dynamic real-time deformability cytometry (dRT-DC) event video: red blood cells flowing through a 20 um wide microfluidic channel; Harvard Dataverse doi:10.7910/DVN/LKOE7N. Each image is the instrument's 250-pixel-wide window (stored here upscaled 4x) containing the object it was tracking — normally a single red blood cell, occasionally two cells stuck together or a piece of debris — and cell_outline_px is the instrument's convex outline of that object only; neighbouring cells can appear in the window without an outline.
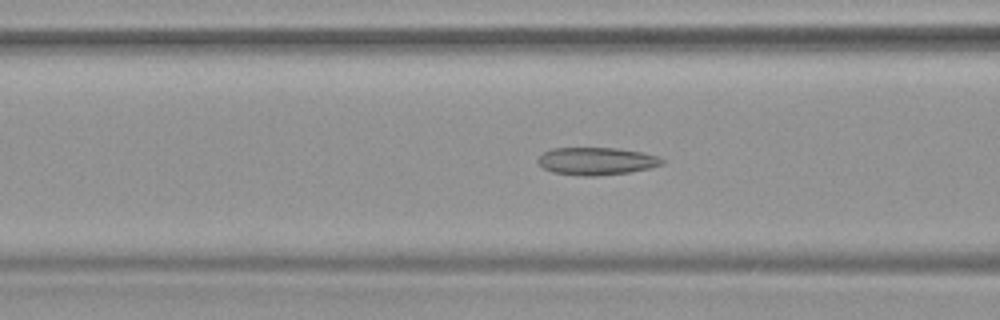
{"species": "common noctule bat (a hibernating species)", "species_latin": "Nyctalus noctula", "temperature_condition": "warm", "stored_images_in_passage": 54, "camera_frame_rate_fps": 3000, "um_per_image_px": 0.085, "animal": {"sex": "female", "body_mass_g": 19.9}, "frame": {"image": 1, "passage_image": 22, "time_ms": 7.0, "image_size_px": [1000, 320], "cell_outline_px": [[664, 164], [652, 168], [628, 172], [596, 176], [580, 176], [552, 172], [544, 168], [536, 160], [544, 152], [552, 148], [616, 148], [640, 152], [656, 156], [664, 160]], "centroid_in_image_um": [50.69, 13.7], "position_along_channel_um": 115.9, "area_um2": 19.88}}
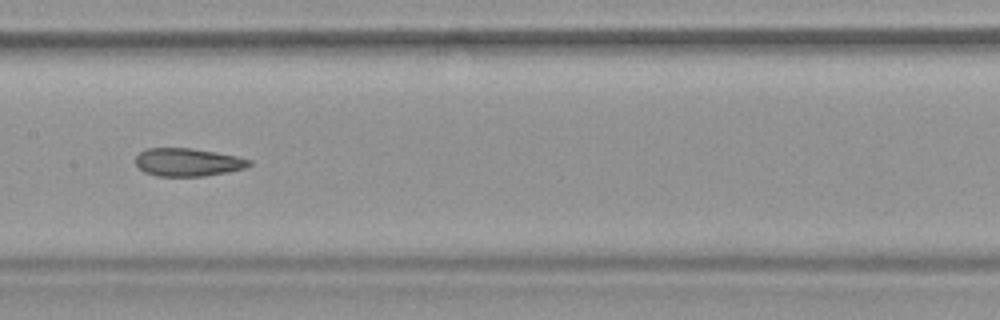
{"frame": {"image": 2, "passage_image": 28, "time_ms": 9.0, "image_size_px": [1000, 320], "cell_outline_px": [[252, 164], [244, 168], [228, 172], [204, 176], [156, 176], [144, 172], [136, 164], [136, 156], [144, 148], [192, 148], [216, 152], [236, 156], [252, 160]], "centroid_in_image_um": [15.96, 13.78], "position_along_channel_um": 191.4, "area_um2": 18.61}}
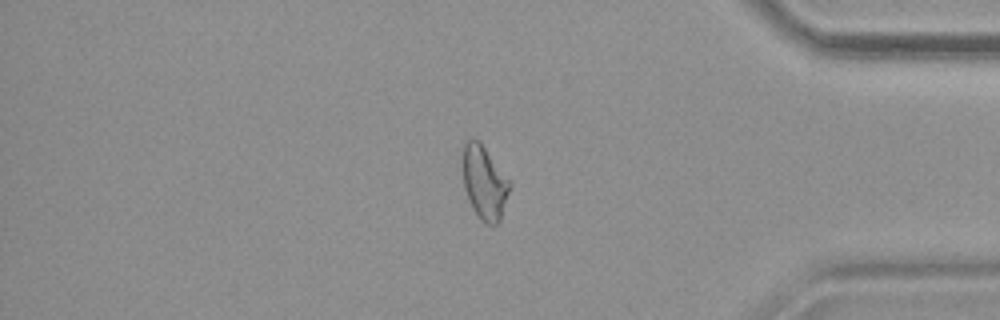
{"frame": {"image": 3, "passage_image": 46, "time_ms": 15.0, "image_size_px": [1000, 320], "cell_outline_px": [[512, 188], [500, 220], [496, 224], [488, 224], [480, 220], [472, 208], [464, 188], [464, 144], [472, 136], [480, 140], [512, 184]], "centroid_in_image_um": [41.21, 15.52], "position_along_channel_um": 394.0, "area_um2": 20.17}, "authors_computed_cell_mechanics": {"area_um2": 20.9236, "velocity_mm_per_s": 3.7797, "shape_relaxation_time_tau1_ms": null, "shape_relaxation_time_tau2_ms": 2.3533, "deformation_change_tau1": null, "deformation_change_tau2": 0.0935}}